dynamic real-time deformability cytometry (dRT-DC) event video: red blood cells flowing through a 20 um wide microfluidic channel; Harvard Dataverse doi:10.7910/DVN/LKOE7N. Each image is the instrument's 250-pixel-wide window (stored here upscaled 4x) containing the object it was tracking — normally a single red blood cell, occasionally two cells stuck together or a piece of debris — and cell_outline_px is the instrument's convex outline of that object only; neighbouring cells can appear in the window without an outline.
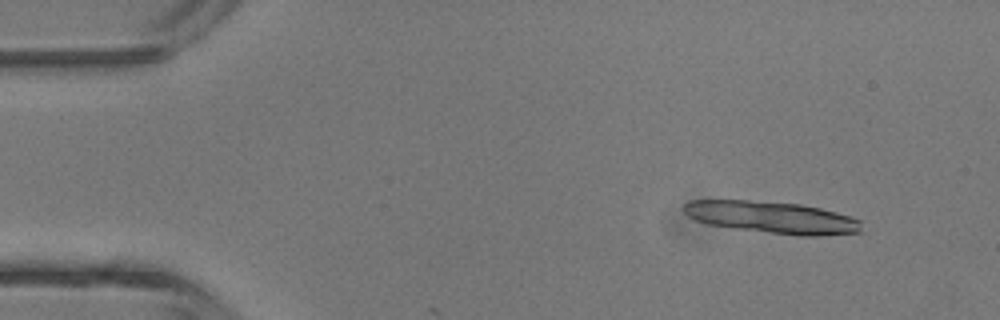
{"species": "common noctule bat (a hibernating species)", "species_latin": "Nyctalus noctula", "temperature_condition": "room temperature", "stored_images_in_passage": 4, "camera_frame_rate_fps": 3000, "um_per_image_px": 0.085, "animal": {"sex": "male", "body_mass_g": 13.3}, "frame": {"image": 1, "passage_image": 1, "time_ms": 0.0, "image_size_px": [1000, 320], "cell_outline_px": [[860, 232], [820, 236], [796, 236], [736, 228], [708, 224], [696, 220], [688, 216], [680, 208], [688, 200], [748, 200], [800, 204], [820, 208], [836, 212], [860, 220]], "centroid_in_image_um": [65.58, 18.47], "position_along_channel_um": 19.4, "area_um2": 33.06}}